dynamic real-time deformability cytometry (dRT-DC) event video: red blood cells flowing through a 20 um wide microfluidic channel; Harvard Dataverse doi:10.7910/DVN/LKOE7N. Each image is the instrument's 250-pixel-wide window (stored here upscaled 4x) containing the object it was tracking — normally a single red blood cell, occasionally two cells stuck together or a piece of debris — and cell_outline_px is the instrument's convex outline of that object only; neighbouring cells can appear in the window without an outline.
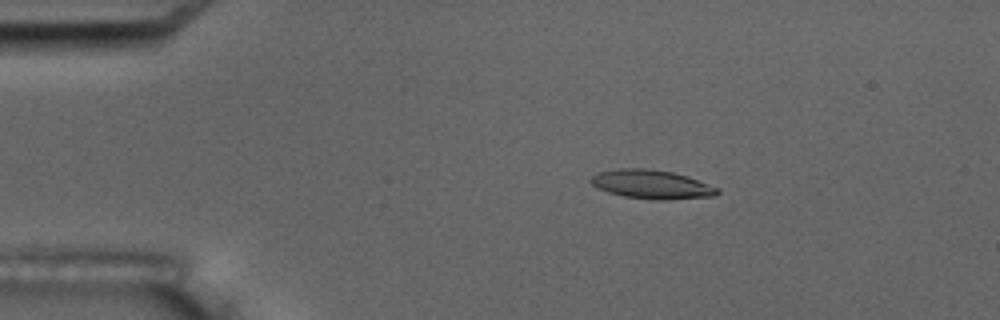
{"species": "common noctule bat (a hibernating species)", "species_latin": "Nyctalus noctula", "temperature_condition": "room temperature", "stored_images_in_passage": 7, "camera_frame_rate_fps": 3000, "um_per_image_px": 0.085, "animal": {"sex": "male", "body_mass_g": 17.5, "forearm_length_mm": 52.3}, "frame": {"image": 1, "passage_image": 3, "time_ms": 2.333, "image_size_px": [1000, 320], "cell_outline_px": [[720, 192], [716, 196], [668, 200], [660, 200], [624, 196], [608, 192], [592, 184], [588, 180], [592, 176], [600, 172], [620, 168], [648, 168], [672, 172], [688, 176], [720, 188]], "centroid_in_image_um": [55.45, 15.67], "position_along_channel_um": 29.6, "area_um2": 21.33}}